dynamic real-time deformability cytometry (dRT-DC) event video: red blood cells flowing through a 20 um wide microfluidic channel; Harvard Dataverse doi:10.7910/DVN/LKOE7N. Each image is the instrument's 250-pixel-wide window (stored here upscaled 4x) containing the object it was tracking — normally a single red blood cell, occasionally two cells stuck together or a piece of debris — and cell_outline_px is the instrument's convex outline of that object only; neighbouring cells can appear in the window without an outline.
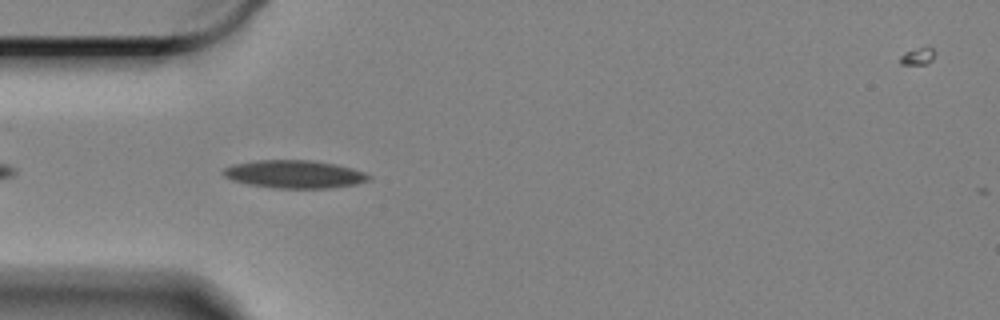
{"species": "Egyptian fruit bat (a non-hibernating species)", "species_latin": "Rousettus aegyptiacus", "temperature_condition": "cold", "stored_images_in_passage": 27, "camera_frame_rate_fps": 3000, "um_per_image_px": 0.085, "animal": {"sex": "female"}, "frame": {"image": 1, "passage_image": 4, "time_ms": 1.0, "image_size_px": [1000, 320], "cell_outline_px": [[372, 176], [368, 180], [356, 184], [332, 188], [272, 188], [248, 184], [232, 180], [224, 176], [220, 172], [224, 168], [232, 164], [256, 160], [308, 160], [336, 164], [352, 168], [364, 172]], "centroid_in_image_um": [25.0, 14.81], "position_along_channel_um": 60.0, "area_um2": 23.81}}
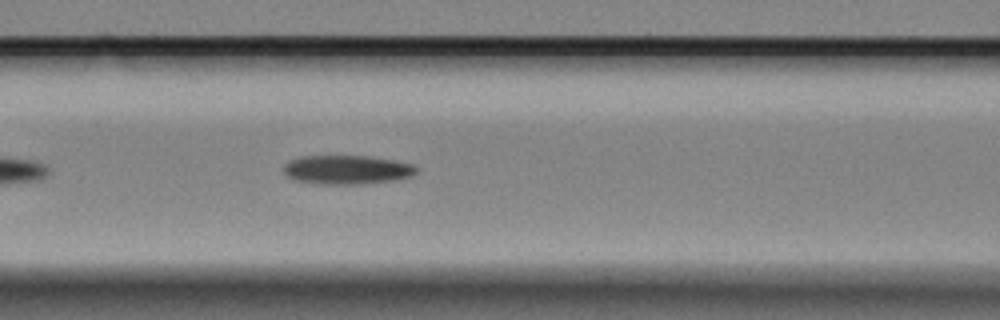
{"frame": {"image": 2, "passage_image": 11, "time_ms": 3.333, "image_size_px": [1000, 320], "cell_outline_px": [[420, 168], [412, 176], [396, 180], [364, 184], [316, 184], [296, 180], [288, 176], [284, 172], [284, 164], [300, 156], [364, 156], [392, 160], [412, 164]], "centroid_in_image_um": [29.51, 14.44], "position_along_channel_um": 137.1, "area_um2": 22.43}}
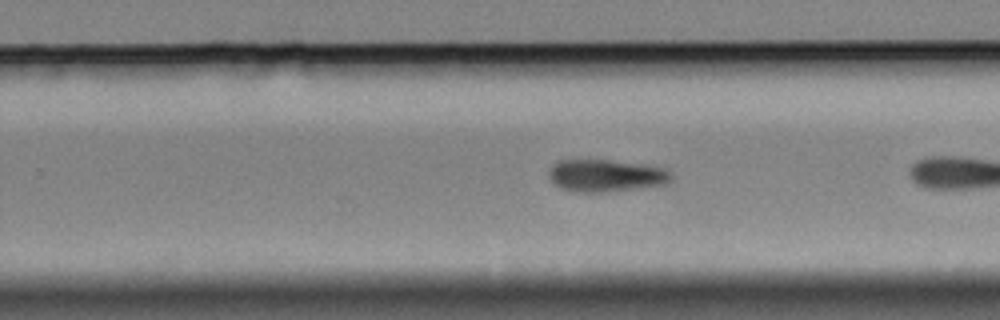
{"frame": {"image": 3, "passage_image": 21, "time_ms": 6.667, "image_size_px": [1000, 320], "cell_outline_px": [[672, 180], [668, 184], [608, 192], [572, 192], [560, 188], [548, 176], [548, 172], [552, 164], [560, 160], [608, 160], [640, 164], [664, 168], [672, 172]], "centroid_in_image_um": [51.51, 14.93], "position_along_channel_um": 278.3, "area_um2": 23.18}}